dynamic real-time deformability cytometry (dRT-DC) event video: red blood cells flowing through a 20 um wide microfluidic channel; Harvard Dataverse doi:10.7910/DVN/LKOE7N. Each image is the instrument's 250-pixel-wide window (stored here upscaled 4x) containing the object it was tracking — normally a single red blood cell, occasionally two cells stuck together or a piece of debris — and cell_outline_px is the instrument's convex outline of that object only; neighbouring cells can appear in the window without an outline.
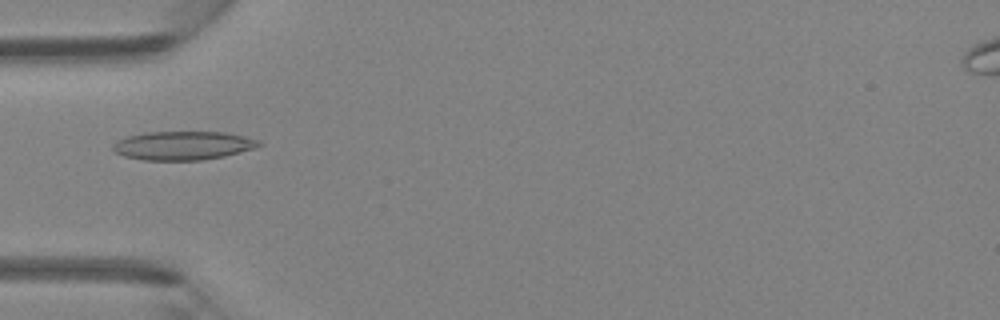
{"species": "Egyptian fruit bat (a non-hibernating species)", "species_latin": "Rousettus aegyptiacus", "temperature_condition": "room temperature", "stored_images_in_passage": 29, "camera_frame_rate_fps": 3000, "um_per_image_px": 0.085, "animal": {"sex": "female"}, "frame": {"image": 1, "passage_image": 2, "time_ms": 0.333, "image_size_px": [1000, 320], "cell_outline_px": [[264, 144], [256, 148], [224, 156], [200, 160], [144, 160], [124, 156], [116, 152], [112, 148], [112, 144], [116, 140], [128, 136], [144, 132], [224, 132], [244, 136], [260, 140]], "centroid_in_image_um": [15.57, 12.37], "position_along_channel_um": 69.4, "area_um2": 24.51}}
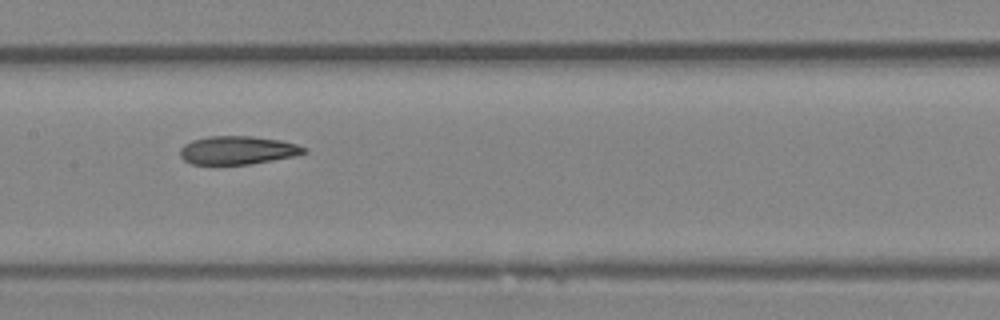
{"frame": {"image": 2, "passage_image": 10, "time_ms": 3.0, "image_size_px": [1000, 320], "cell_outline_px": [[308, 152], [296, 156], [248, 164], [192, 164], [184, 160], [180, 156], [180, 148], [184, 144], [192, 140], [208, 136], [252, 136], [280, 140], [296, 144], [308, 148]], "centroid_in_image_um": [20.21, 12.76], "position_along_channel_um": 187.2, "area_um2": 20.52}}
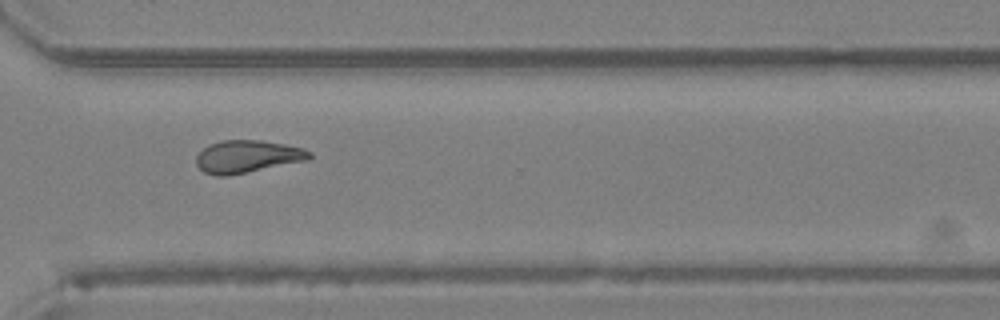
{"frame": {"image": 3, "passage_image": 21, "time_ms": 6.667, "image_size_px": [1000, 320], "cell_outline_px": [[312, 156], [308, 160], [228, 176], [216, 176], [204, 172], [196, 164], [196, 156], [208, 144], [220, 140], [260, 140], [284, 144], [304, 148], [312, 152]], "centroid_in_image_um": [21.02, 13.3], "position_along_channel_um": 349.6, "area_um2": 21.56}}